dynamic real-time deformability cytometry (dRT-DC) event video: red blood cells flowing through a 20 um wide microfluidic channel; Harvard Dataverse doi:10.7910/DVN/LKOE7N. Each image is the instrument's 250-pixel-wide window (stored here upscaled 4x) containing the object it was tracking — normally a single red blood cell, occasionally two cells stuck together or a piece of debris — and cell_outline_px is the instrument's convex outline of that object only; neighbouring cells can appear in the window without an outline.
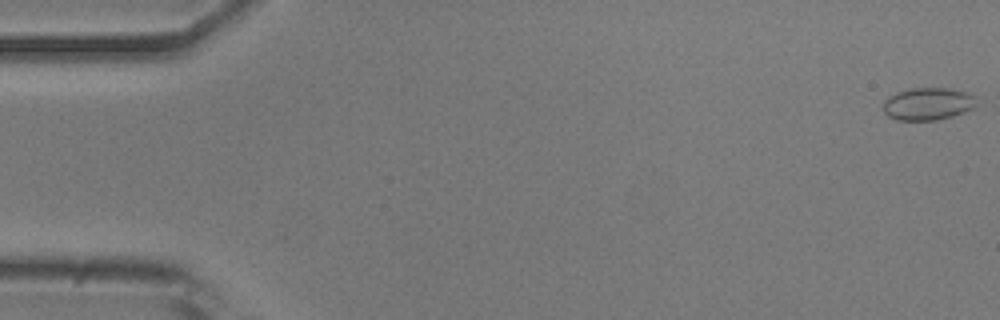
{"species": "common noctule bat (a hibernating species)", "species_latin": "Nyctalus noctula", "temperature_condition": "room temperature", "stored_images_in_passage": 46, "camera_frame_rate_fps": 3000, "um_per_image_px": 0.085, "animal": {"sex": "male", "body_mass_g": 20.5, "forearm_length_mm": 52.5}, "frame": {"image": 1, "passage_image": 1, "time_ms": 0.0, "image_size_px": [1000, 320], "cell_outline_px": [[980, 104], [964, 112], [952, 116], [936, 120], [896, 120], [888, 116], [884, 112], [884, 100], [888, 96], [896, 92], [912, 88], [952, 88], [968, 92]], "centroid_in_image_um": [78.88, 8.82], "position_along_channel_um": 6.1, "area_um2": 17.8}}
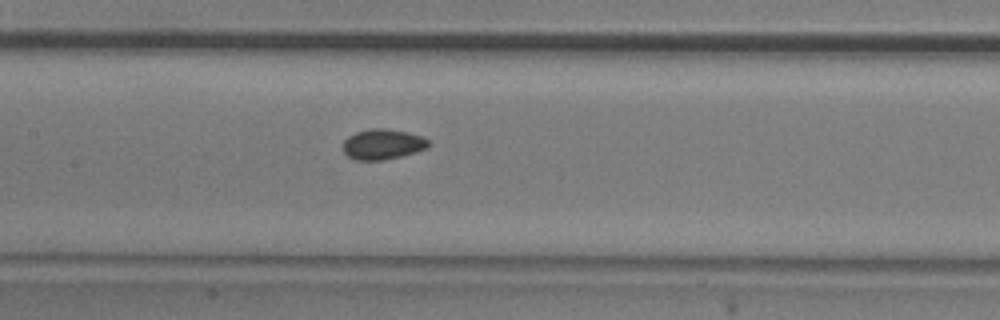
{"frame": {"image": 2, "passage_image": 25, "time_ms": 8.0, "image_size_px": [1000, 320], "cell_outline_px": [[432, 144], [428, 148], [416, 152], [400, 156], [380, 160], [356, 160], [348, 156], [344, 152], [344, 140], [348, 136], [356, 132], [372, 128], [384, 128], [408, 132], [420, 136], [428, 140]], "centroid_in_image_um": [32.55, 12.25], "position_along_channel_um": 174.8, "area_um2": 15.09}}
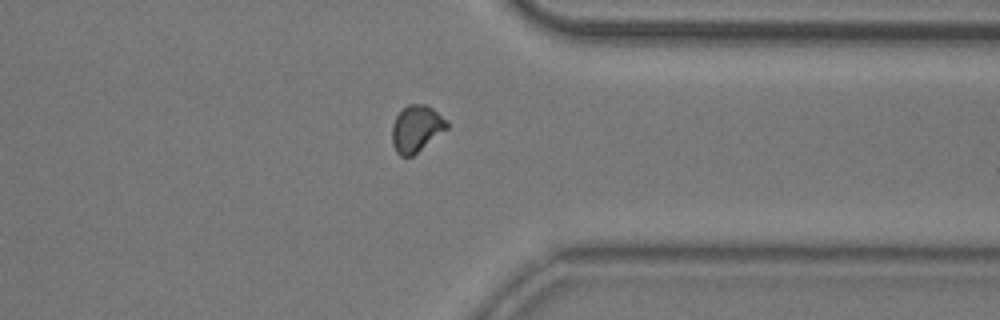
{"frame": {"image": 3, "passage_image": 41, "time_ms": 13.333, "image_size_px": [1000, 320], "cell_outline_px": [[448, 128], [412, 156], [400, 156], [396, 152], [392, 144], [392, 124], [396, 116], [408, 104], [424, 104], [432, 108], [448, 124]], "centroid_in_image_um": [35.35, 10.94], "position_along_channel_um": 376.0, "area_um2": 14.62}, "authors_computed_cell_mechanics": {"area_um2": 15.1147, "velocity_mm_per_s": 3.868, "shape_relaxation_time_tau1_ms": 8.4352, "shape_relaxation_time_tau2_ms": 2.1251, "deformation_change_tau1": 0.0793, "deformation_change_tau2": 0.0485}}